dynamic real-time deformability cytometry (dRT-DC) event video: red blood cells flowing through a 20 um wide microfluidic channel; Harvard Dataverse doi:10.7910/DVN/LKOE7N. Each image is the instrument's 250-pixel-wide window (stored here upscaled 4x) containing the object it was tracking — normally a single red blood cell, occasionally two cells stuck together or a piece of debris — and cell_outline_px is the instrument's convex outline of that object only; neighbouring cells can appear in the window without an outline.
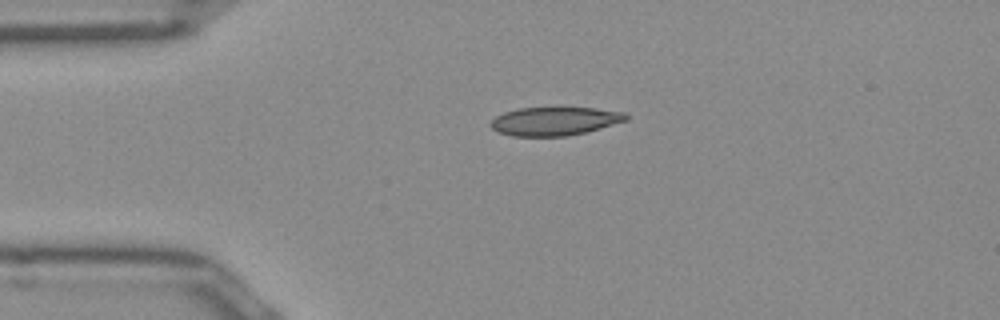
{"species": "Egyptian fruit bat (a non-hibernating species)", "species_latin": "Rousettus aegyptiacus", "temperature_condition": "room temperature", "stored_images_in_passage": 40, "camera_frame_rate_fps": 3000, "um_per_image_px": 0.085, "frame": {"image": 1, "passage_image": 1, "time_ms": 0.0, "image_size_px": [1000, 320], "cell_outline_px": [[628, 120], [600, 128], [584, 132], [564, 136], [512, 136], [496, 132], [488, 124], [496, 116], [504, 112], [520, 108], [596, 108], [624, 112], [628, 116]], "centroid_in_image_um": [47.12, 10.3], "position_along_channel_um": 37.9, "area_um2": 22.37}}
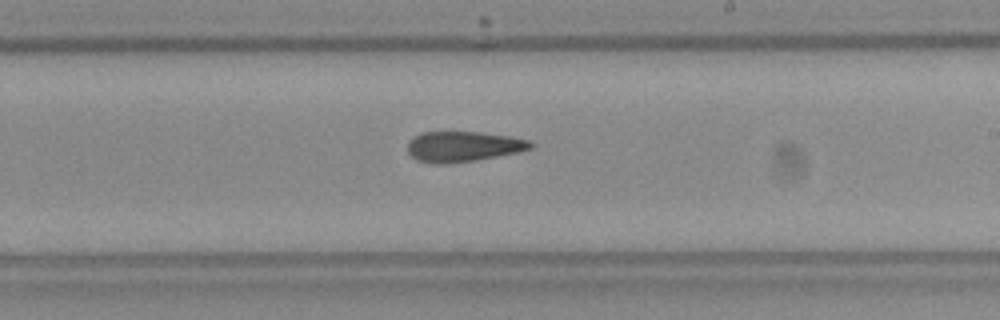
{"frame": {"image": 2, "passage_image": 19, "time_ms": 6.0, "image_size_px": [1000, 320], "cell_outline_px": [[532, 148], [520, 152], [476, 160], [448, 164], [432, 164], [416, 160], [408, 152], [408, 144], [420, 132], [480, 132], [508, 136], [528, 140], [532, 144]], "centroid_in_image_um": [39.36, 12.47], "position_along_channel_um": 249.6, "area_um2": 21.73}}
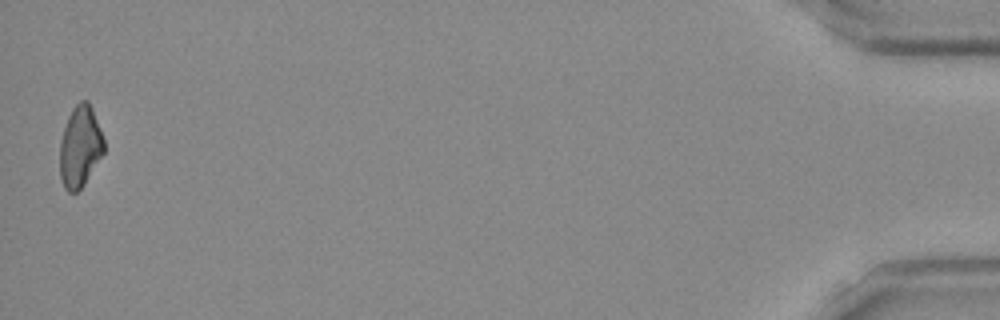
{"frame": {"image": 3, "passage_image": 40, "time_ms": 13.0, "image_size_px": [1000, 320], "cell_outline_px": [[104, 152], [84, 184], [76, 192], [68, 192], [64, 188], [60, 176], [60, 140], [68, 116], [72, 108], [80, 100], [88, 100], [92, 108], [100, 128], [104, 140]], "centroid_in_image_um": [6.8, 12.45], "position_along_channel_um": 428.4, "area_um2": 20.87}, "authors_computed_cell_mechanics": {"area_um2": 22.0796, "velocity_mm_per_s": 3.9661, "shape_relaxation_time_tau1_ms": null, "shape_relaxation_time_tau2_ms": 6.2208, "deformation_change_tau1": null, "deformation_change_tau2": 0.1537}}